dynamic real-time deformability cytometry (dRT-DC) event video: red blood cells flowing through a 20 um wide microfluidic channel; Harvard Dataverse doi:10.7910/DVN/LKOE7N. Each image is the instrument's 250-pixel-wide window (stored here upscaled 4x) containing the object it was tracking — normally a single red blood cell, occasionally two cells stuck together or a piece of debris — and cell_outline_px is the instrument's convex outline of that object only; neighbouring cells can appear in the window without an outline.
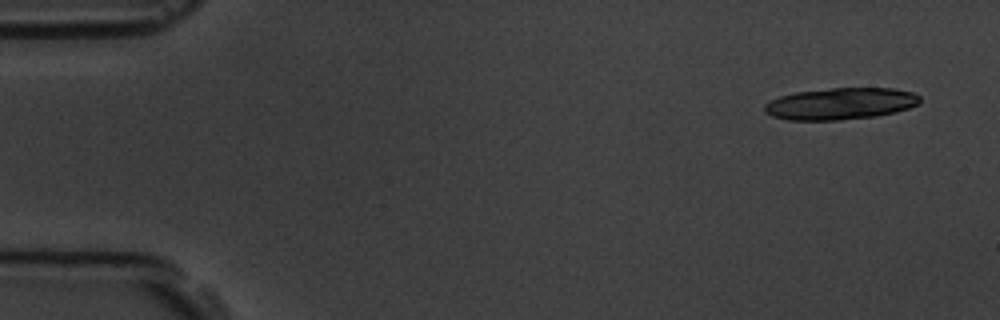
{"species": "common noctule bat (a hibernating species)", "species_latin": "Nyctalus noctula", "temperature_condition": "room temperature", "stored_images_in_passage": 6, "camera_frame_rate_fps": 3000, "um_per_image_px": 0.085, "animal": {"sex": "male", "body_mass_g": 19.5, "forearm_length_mm": 54.6}, "frame": {"image": 1, "passage_image": 1, "time_ms": 0.0, "image_size_px": [1000, 320], "cell_outline_px": [[920, 104], [896, 112], [876, 116], [840, 120], [788, 120], [772, 116], [764, 112], [764, 104], [780, 96], [796, 92], [832, 88], [892, 88], [912, 92], [920, 96]], "centroid_in_image_um": [71.45, 8.82], "position_along_channel_um": 13.5, "area_um2": 28.78}}
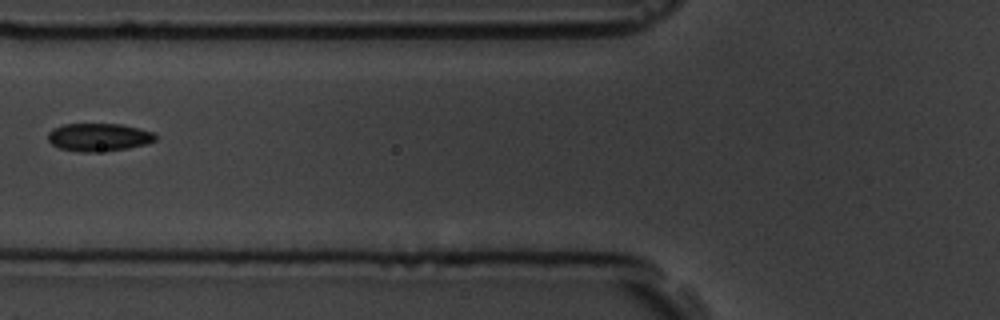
{"frame": {"image": 2, "passage_image": 6, "time_ms": 6.333, "image_size_px": [1000, 320], "cell_outline_px": [[156, 140], [144, 144], [128, 148], [92, 152], [80, 152], [60, 148], [52, 144], [48, 140], [48, 132], [52, 128], [64, 124], [120, 124], [152, 132], [156, 136]], "centroid_in_image_um": [8.34, 11.66], "position_along_channel_um": 117.5, "area_um2": 17.28}}